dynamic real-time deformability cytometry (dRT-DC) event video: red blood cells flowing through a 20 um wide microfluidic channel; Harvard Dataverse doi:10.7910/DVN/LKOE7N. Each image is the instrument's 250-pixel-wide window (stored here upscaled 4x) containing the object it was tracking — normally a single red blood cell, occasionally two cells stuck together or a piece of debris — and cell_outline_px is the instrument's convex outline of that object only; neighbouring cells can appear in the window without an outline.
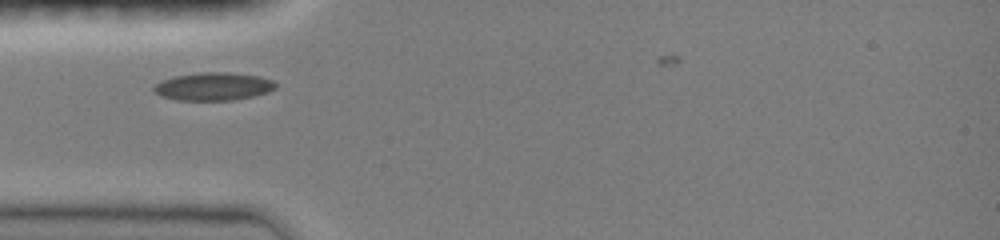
{"species": "common noctule bat (a hibernating species)", "species_latin": "Nyctalus noctula", "temperature_condition": "room temperature", "stored_images_in_passage": 35, "camera_frame_rate_fps": 3000, "um_per_image_px": 0.085, "animal": {"sex": "female", "body_mass_g": 19.0, "forearm_length_mm": 51.5}, "frame": {"image": 1, "passage_image": 7, "time_ms": 2.0, "image_size_px": [1000, 240], "cell_outline_px": [[276, 88], [268, 92], [252, 96], [232, 100], [176, 100], [160, 96], [152, 92], [152, 88], [160, 80], [172, 76], [200, 72], [228, 72], [260, 76], [272, 80], [276, 84]], "centroid_in_image_um": [18.08, 7.34], "position_along_channel_um": 66.9, "area_um2": 20.06}}
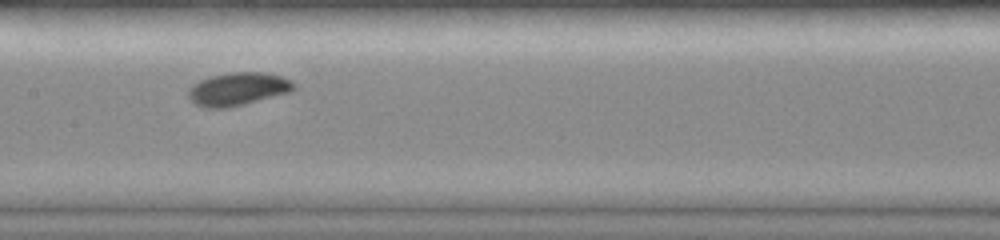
{"frame": {"image": 2, "passage_image": 16, "time_ms": 5.0, "image_size_px": [1000, 240], "cell_outline_px": [[296, 88], [292, 92], [228, 108], [204, 108], [196, 104], [188, 96], [188, 88], [192, 84], [200, 80], [212, 76], [232, 72], [264, 72], [280, 76], [296, 84]], "centroid_in_image_um": [20.23, 7.57], "position_along_channel_um": 187.2, "area_um2": 20.35}}
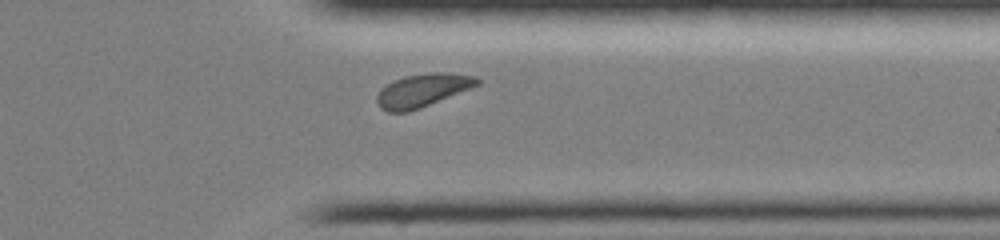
{"frame": {"image": 3, "passage_image": 30, "time_ms": 9.667, "image_size_px": [1000, 240], "cell_outline_px": [[480, 84], [472, 88], [420, 108], [408, 112], [388, 112], [380, 108], [376, 100], [376, 96], [380, 88], [392, 80], [404, 76], [432, 72], [444, 72], [476, 76], [480, 80]], "centroid_in_image_um": [35.9, 7.67], "position_along_channel_um": 375.5, "area_um2": 19.59}}